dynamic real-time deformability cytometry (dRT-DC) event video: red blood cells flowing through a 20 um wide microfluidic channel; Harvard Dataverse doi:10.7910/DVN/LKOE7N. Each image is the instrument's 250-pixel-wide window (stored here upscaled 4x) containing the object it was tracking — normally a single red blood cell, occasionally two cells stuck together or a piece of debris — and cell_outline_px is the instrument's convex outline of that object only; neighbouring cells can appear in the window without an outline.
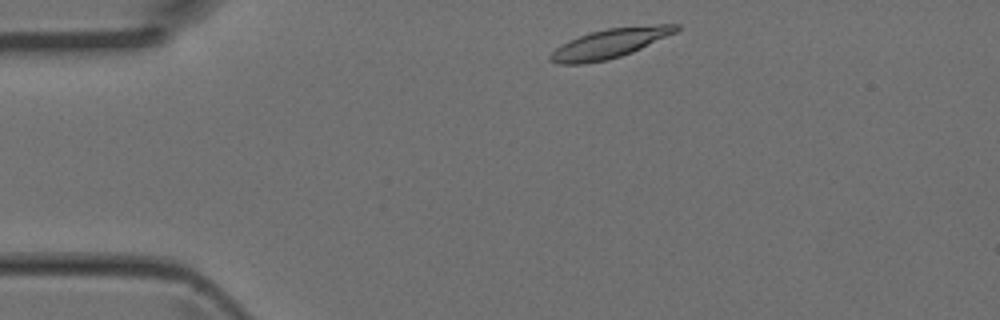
{"species": "Egyptian fruit bat (a non-hibernating species)", "species_latin": "Rousettus aegyptiacus", "temperature_condition": "room temperature", "stored_images_in_passage": 4, "segment_of_instrument_passage": [2, 2], "camera_frame_rate_fps": 3000, "um_per_image_px": 0.085, "animal": {"sex": "female"}, "frame": {"image": 1, "passage_image": 4, "time_ms": 1.0, "image_size_px": [1000, 320], "cell_outline_px": [[680, 28], [676, 32], [632, 52], [608, 60], [580, 64], [556, 64], [548, 60], [548, 56], [556, 48], [580, 36], [592, 32], [608, 28], [656, 24], [680, 24]], "centroid_in_image_um": [51.84, 3.69], "position_along_channel_um": 33.2, "area_um2": 21.27}}